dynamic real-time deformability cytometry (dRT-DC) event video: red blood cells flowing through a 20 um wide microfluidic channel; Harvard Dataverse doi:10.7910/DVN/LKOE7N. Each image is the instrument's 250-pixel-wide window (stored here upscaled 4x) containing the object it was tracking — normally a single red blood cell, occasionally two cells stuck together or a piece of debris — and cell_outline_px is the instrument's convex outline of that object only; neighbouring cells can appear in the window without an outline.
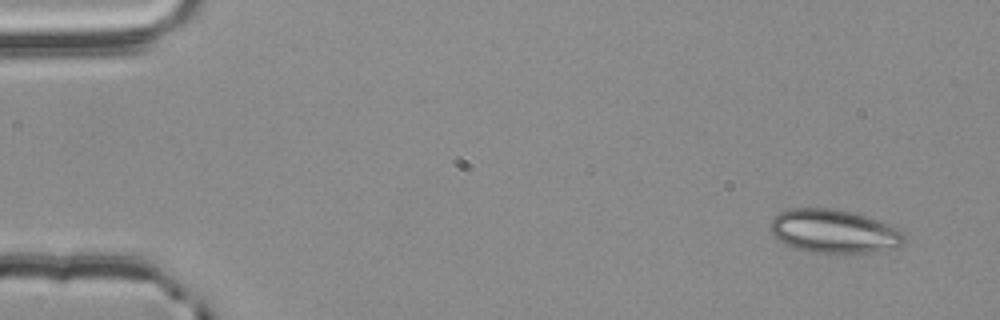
{"species": "common noctule bat (a hibernating species)", "species_latin": "Nyctalus noctula", "temperature_condition": "room temperature", "stored_images_in_passage": 4, "camera_frame_rate_fps": 3000, "um_per_image_px": 0.085, "animal": {"sex": "male", "body_mass_g": 20.4}, "frame": {"image": 1, "passage_image": 1, "time_ms": 0.0, "image_size_px": [1000, 320], "cell_outline_px": [[904, 244], [884, 252], [856, 256], [812, 252], [796, 248], [784, 244], [772, 232], [772, 220], [780, 212], [788, 208], [828, 208], [852, 212], [888, 224], [904, 232]], "centroid_in_image_um": [70.96, 19.72], "position_along_channel_um": 14.0, "area_um2": 34.62}}